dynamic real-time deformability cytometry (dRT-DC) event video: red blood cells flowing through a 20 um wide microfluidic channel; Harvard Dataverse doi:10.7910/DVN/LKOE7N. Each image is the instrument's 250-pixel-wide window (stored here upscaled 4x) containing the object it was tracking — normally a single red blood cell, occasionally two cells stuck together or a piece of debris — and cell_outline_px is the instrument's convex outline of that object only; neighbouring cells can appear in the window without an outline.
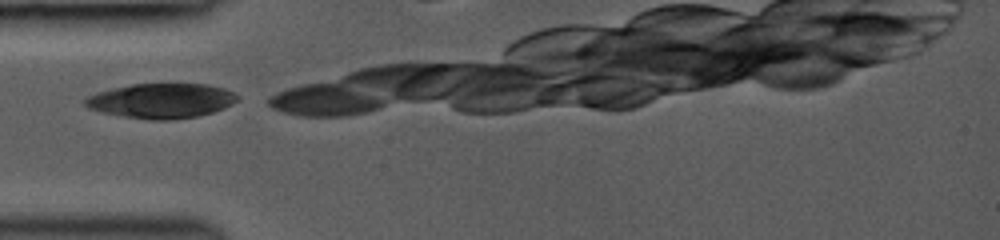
{"species": "common noctule bat (a hibernating species)", "species_latin": "Nyctalus noctula", "temperature_condition": "room temperature", "stored_images_in_passage": 6, "camera_frame_rate_fps": 3000, "um_per_image_px": 0.085, "animal": {"sex": "female", "body_mass_g": 19.0, "forearm_length_mm": 53.3}, "frame": {"image": 1, "passage_image": 1, "time_ms": 0.0, "image_size_px": [1000, 240], "cell_outline_px": [[240, 96], [232, 104], [224, 108], [212, 112], [196, 116], [172, 120], [152, 120], [120, 116], [88, 108], [84, 104], [84, 100], [88, 96], [96, 92], [132, 84], [208, 84], [224, 88]], "centroid_in_image_um": [13.71, 8.56], "position_along_channel_um": 71.3, "area_um2": 30.81}}